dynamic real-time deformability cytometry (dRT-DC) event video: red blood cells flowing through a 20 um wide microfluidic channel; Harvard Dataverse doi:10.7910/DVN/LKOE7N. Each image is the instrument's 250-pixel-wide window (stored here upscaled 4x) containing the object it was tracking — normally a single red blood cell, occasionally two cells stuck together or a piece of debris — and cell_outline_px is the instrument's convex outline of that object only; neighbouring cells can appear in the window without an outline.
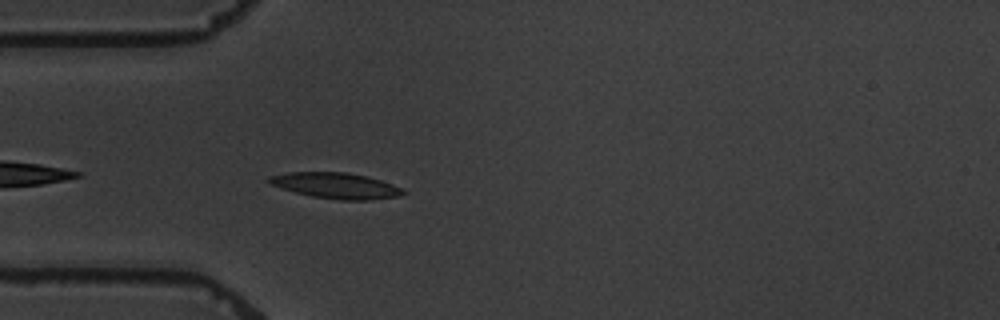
{"species": "common noctule bat (a hibernating species)", "species_latin": "Nyctalus noctula", "temperature_condition": "warm", "stored_images_in_passage": 6, "segment_of_instrument_passage": [1, 2], "camera_frame_rate_fps": 3000, "um_per_image_px": 0.085, "animal": {"sex": "male", "body_mass_g": 19.5, "forearm_length_mm": 54.6}, "frame": {"image": 1, "passage_image": 5, "time_ms": 4.667, "image_size_px": [1000, 320], "cell_outline_px": [[408, 192], [400, 196], [368, 200], [340, 200], [312, 196], [296, 192], [268, 184], [264, 180], [268, 176], [288, 172], [348, 172], [368, 176], [392, 184]], "centroid_in_image_um": [28.52, 15.77], "position_along_channel_um": 56.5, "area_um2": 20.29}}